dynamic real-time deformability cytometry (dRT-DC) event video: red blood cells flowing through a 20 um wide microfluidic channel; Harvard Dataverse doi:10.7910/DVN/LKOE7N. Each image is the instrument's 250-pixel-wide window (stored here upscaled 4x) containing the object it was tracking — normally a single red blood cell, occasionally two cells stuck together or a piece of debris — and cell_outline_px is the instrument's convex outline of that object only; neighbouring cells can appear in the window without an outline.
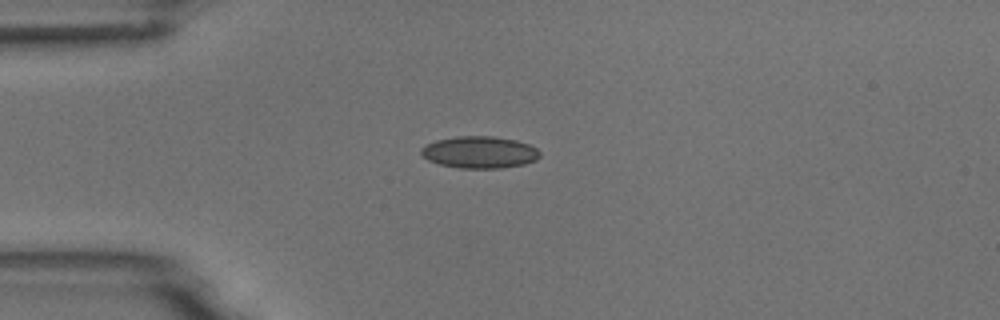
{"species": "common noctule bat (a hibernating species)", "species_latin": "Nyctalus noctula", "temperature_condition": "room temperature", "stored_images_in_passage": 6, "camera_frame_rate_fps": 3000, "um_per_image_px": 0.085, "animal": {"sex": "male", "body_mass_g": 18.8}, "frame": {"image": 1, "passage_image": 1, "time_ms": 0.0, "image_size_px": [1000, 320], "cell_outline_px": [[540, 156], [536, 160], [524, 164], [500, 168], [460, 168], [440, 164], [428, 160], [420, 152], [420, 148], [436, 140], [456, 136], [492, 136], [516, 140], [528, 144], [536, 148], [540, 152]], "centroid_in_image_um": [40.77, 12.94], "position_along_channel_um": 44.2, "area_um2": 22.02}}
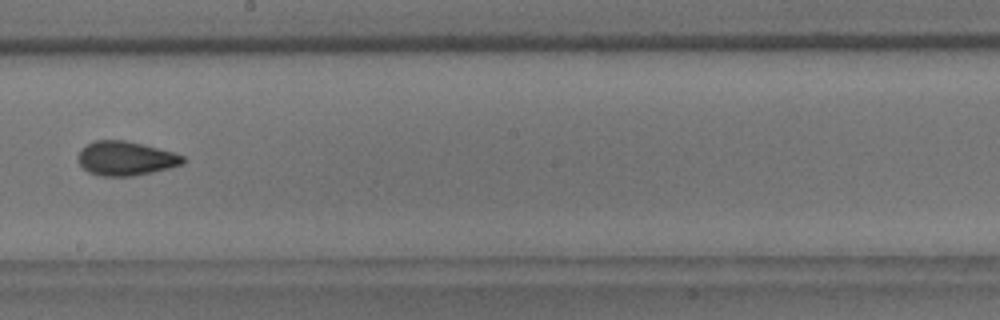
{"frame": {"image": 2, "passage_image": 6, "time_ms": 1.667, "image_size_px": [1000, 320], "cell_outline_px": [[188, 160], [184, 164], [152, 172], [132, 176], [100, 176], [88, 172], [80, 164], [80, 148], [96, 140], [124, 140], [172, 152], [184, 156]], "centroid_in_image_um": [10.71, 13.47], "position_along_channel_um": 237.5, "area_um2": 20.63}}